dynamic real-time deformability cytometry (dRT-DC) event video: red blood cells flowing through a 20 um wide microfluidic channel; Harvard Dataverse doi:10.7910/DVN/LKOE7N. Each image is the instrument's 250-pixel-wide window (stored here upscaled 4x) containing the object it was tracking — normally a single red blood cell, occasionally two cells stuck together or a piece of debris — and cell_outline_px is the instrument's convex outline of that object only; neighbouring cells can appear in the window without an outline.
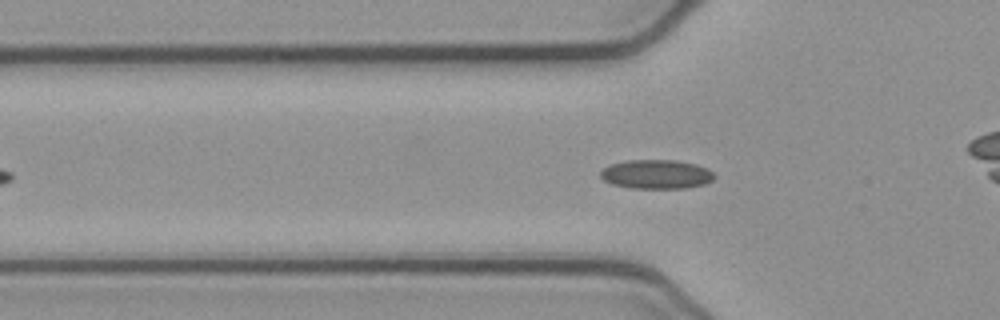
{"species": "common noctule bat (a hibernating species)", "species_latin": "Nyctalus noctula", "temperature_condition": "cold", "stored_images_in_passage": 45, "camera_frame_rate_fps": 3000, "um_per_image_px": 0.085, "animal": {"sex": "female", "body_mass_g": 21.9}, "frame": {"image": 1, "passage_image": 13, "time_ms": 4.0, "image_size_px": [1000, 320], "cell_outline_px": [[716, 176], [712, 180], [704, 184], [684, 188], [632, 188], [612, 184], [604, 180], [600, 176], [600, 172], [608, 164], [628, 160], [676, 160], [696, 164], [708, 168]], "centroid_in_image_um": [55.79, 14.8], "position_along_channel_um": 70.0, "area_um2": 19.36}}
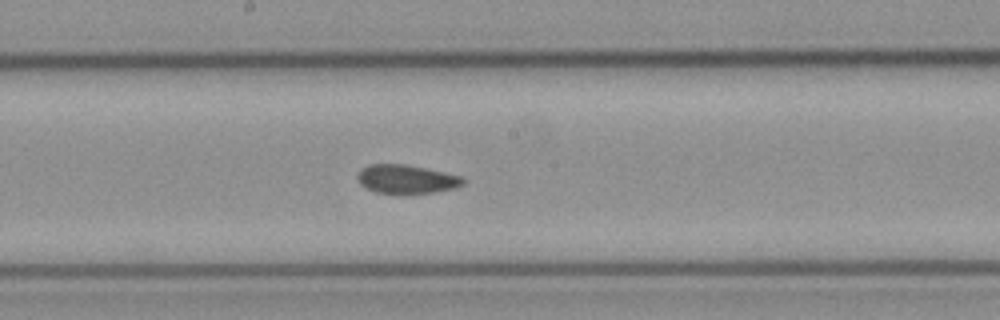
{"frame": {"image": 2, "passage_image": 24, "time_ms": 7.667, "image_size_px": [1000, 320], "cell_outline_px": [[464, 184], [456, 188], [436, 192], [400, 196], [376, 192], [360, 184], [356, 176], [360, 168], [368, 164], [404, 164], [444, 172], [460, 176], [464, 180]], "centroid_in_image_um": [34.51, 15.26], "position_along_channel_um": 213.7, "area_um2": 18.21}}
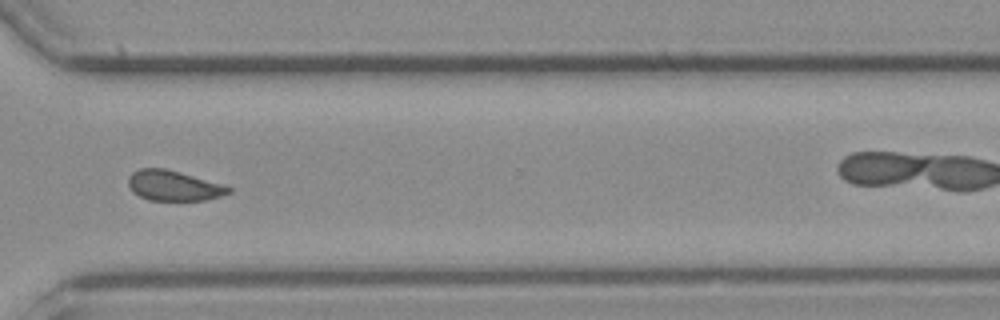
{"frame": {"image": 3, "passage_image": 35, "time_ms": 11.333, "image_size_px": [1000, 320], "cell_outline_px": [[232, 192], [220, 196], [204, 200], [148, 200], [132, 192], [128, 184], [128, 176], [132, 172], [140, 168], [164, 168], [180, 172], [220, 184], [232, 188]], "centroid_in_image_um": [14.71, 15.78], "position_along_channel_um": 355.9, "area_um2": 17.51}, "authors_computed_cell_mechanics": {"area_um2": 18.1492, "velocity_mm_per_s": 3.8842, "shape_relaxation_time_tau1_ms": null, "shape_relaxation_time_tau2_ms": 3.6424, "deformation_change_tau1": null, "deformation_change_tau2": 0.0631}}